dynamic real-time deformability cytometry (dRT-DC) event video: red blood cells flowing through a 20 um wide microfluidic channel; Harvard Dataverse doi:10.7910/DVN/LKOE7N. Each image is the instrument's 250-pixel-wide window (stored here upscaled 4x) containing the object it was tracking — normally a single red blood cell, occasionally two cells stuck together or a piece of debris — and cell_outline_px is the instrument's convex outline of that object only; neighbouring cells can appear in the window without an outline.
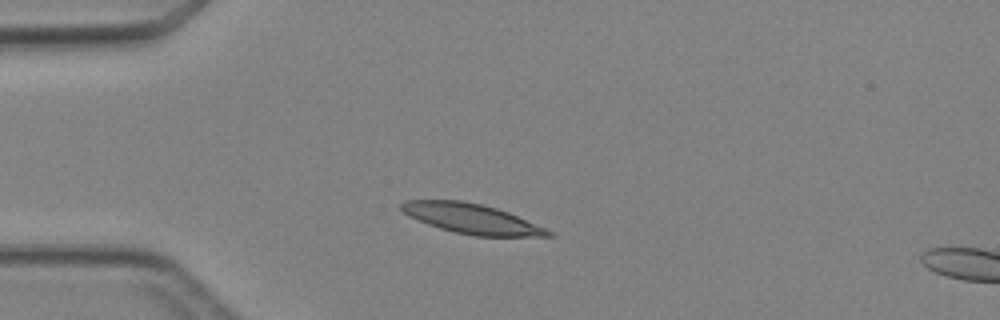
{"species": "Egyptian fruit bat (a non-hibernating species)", "species_latin": "Rousettus aegyptiacus", "temperature_condition": "cold", "stored_images_in_passage": 3, "camera_frame_rate_fps": 3000, "um_per_image_px": 0.085, "animal": {"sex": "female"}, "frame": {"image": 1, "passage_image": 2, "time_ms": 1.333, "image_size_px": [1000, 320], "cell_outline_px": [[556, 236], [476, 236], [452, 232], [428, 224], [408, 216], [400, 208], [400, 204], [404, 200], [464, 200], [496, 208], [508, 212], [544, 228], [552, 232]], "centroid_in_image_um": [40.04, 18.58], "position_along_channel_um": 45.0, "area_um2": 25.37}}